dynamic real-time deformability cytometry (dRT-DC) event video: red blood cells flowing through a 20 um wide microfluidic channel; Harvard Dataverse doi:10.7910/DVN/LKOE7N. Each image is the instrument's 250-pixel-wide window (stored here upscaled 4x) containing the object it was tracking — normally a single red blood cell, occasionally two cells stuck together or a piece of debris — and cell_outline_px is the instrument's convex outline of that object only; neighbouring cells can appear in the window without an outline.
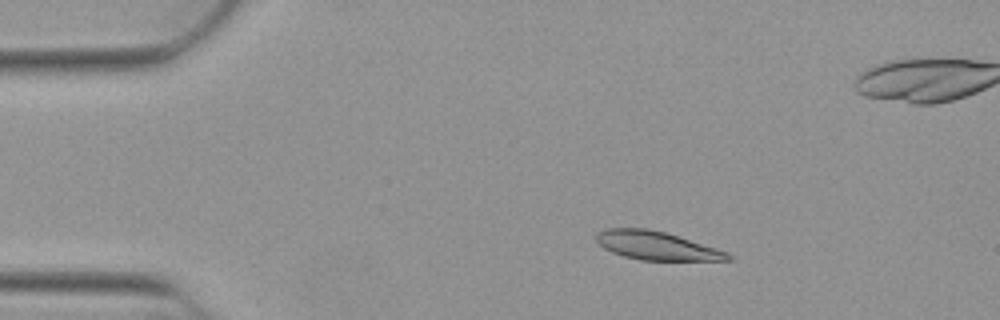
{"species": "Egyptian fruit bat (a non-hibernating species)", "species_latin": "Rousettus aegyptiacus", "temperature_condition": "warm", "stored_images_in_passage": 45, "camera_frame_rate_fps": 3000, "um_per_image_px": 0.085, "animal": {"sex": "female"}, "frame": {"image": 1, "passage_image": 1, "time_ms": 0.0, "image_size_px": [1000, 320], "cell_outline_px": [[732, 260], [640, 260], [624, 256], [612, 252], [604, 248], [596, 240], [596, 232], [608, 228], [644, 228], [664, 232], [716, 248], [728, 252], [732, 256]], "centroid_in_image_um": [55.78, 20.88], "position_along_channel_um": 29.2, "area_um2": 21.56}}
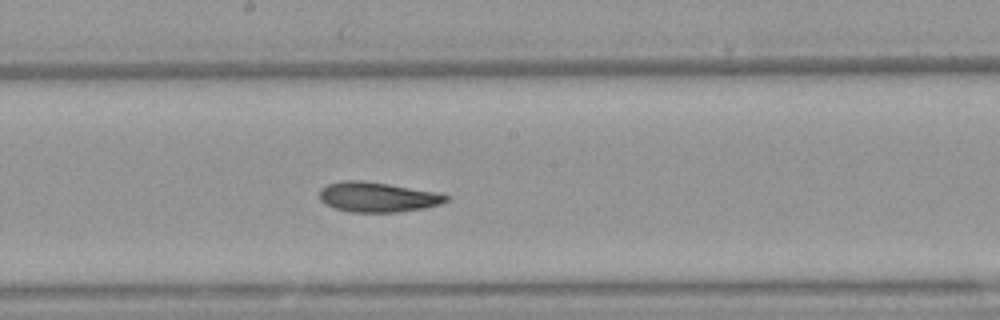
{"frame": {"image": 2, "passage_image": 20, "time_ms": 6.333, "image_size_px": [1000, 320], "cell_outline_px": [[452, 196], [448, 200], [440, 204], [424, 208], [396, 212], [348, 212], [324, 204], [320, 200], [320, 188], [328, 184], [344, 180], [360, 180], [388, 184], [436, 192]], "centroid_in_image_um": [32.08, 16.75], "position_along_channel_um": 216.1, "area_um2": 22.08}}
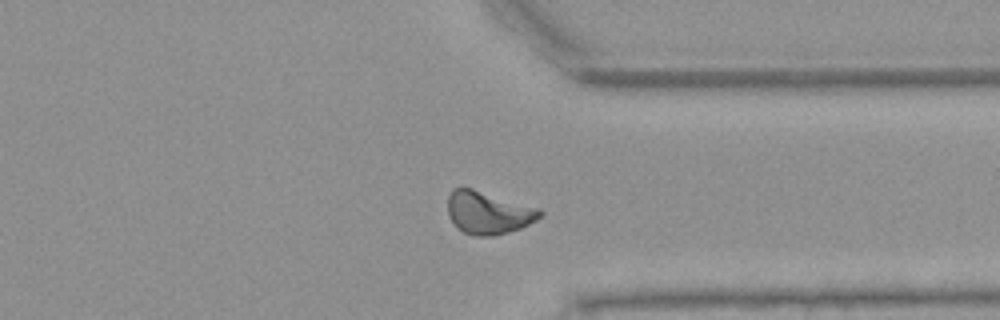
{"frame": {"image": 3, "passage_image": 32, "time_ms": 10.333, "image_size_px": [1000, 320], "cell_outline_px": [[544, 212], [536, 220], [520, 228], [508, 232], [492, 236], [476, 236], [464, 232], [456, 228], [448, 216], [448, 196], [452, 188], [472, 188], [540, 208]], "centroid_in_image_um": [41.48, 18.07], "position_along_channel_um": 369.9, "area_um2": 23.0}, "authors_computed_cell_mechanics": {"area_um2": 22.253, "velocity_mm_per_s": 3.8917, "shape_relaxation_time_tau1_ms": null, "shape_relaxation_time_tau2_ms": 4.581, "deformation_change_tau1": null, "deformation_change_tau2": 0.1167}}